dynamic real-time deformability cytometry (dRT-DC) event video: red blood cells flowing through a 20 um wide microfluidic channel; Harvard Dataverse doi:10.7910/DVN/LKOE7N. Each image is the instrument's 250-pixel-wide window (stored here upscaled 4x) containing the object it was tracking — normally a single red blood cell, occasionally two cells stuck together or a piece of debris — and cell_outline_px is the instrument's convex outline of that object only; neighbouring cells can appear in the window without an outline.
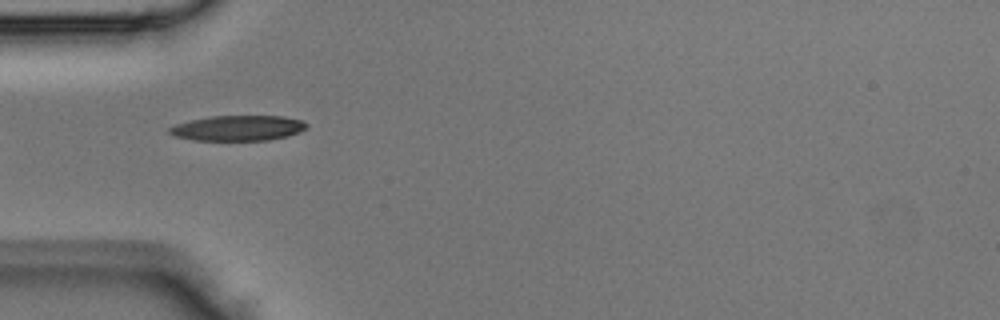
{"species": "Egyptian fruit bat (a non-hibernating species)", "species_latin": "Rousettus aegyptiacus", "temperature_condition": "room temperature", "stored_images_in_passage": 5, "camera_frame_rate_fps": 3000, "um_per_image_px": 0.085, "animal": {"sex": "male"}, "frame": {"image": 1, "passage_image": 4, "time_ms": 1.0, "image_size_px": [1000, 320], "cell_outline_px": [[308, 128], [300, 132], [288, 136], [268, 140], [192, 140], [176, 136], [168, 132], [168, 128], [176, 124], [192, 120], [212, 116], [284, 116], [304, 120], [308, 124]], "centroid_in_image_um": [20.29, 10.88], "position_along_channel_um": 64.7, "area_um2": 20.29}}
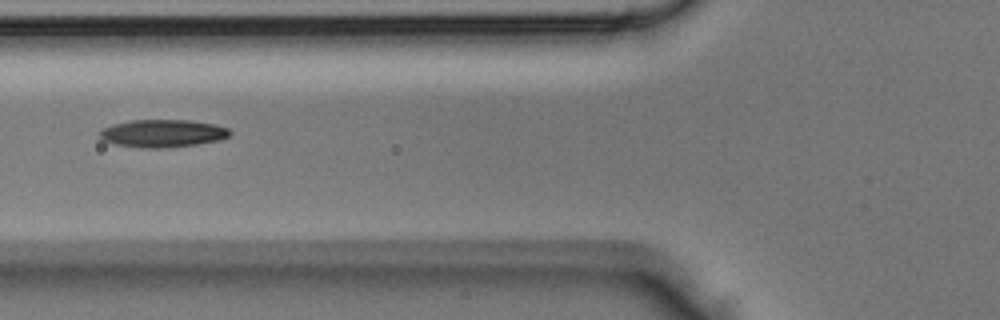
{"frame": {"image": 2, "passage_image": 5, "time_ms": 1.333, "image_size_px": [1000, 320], "cell_outline_px": [[232, 132], [228, 136], [220, 140], [196, 144], [168, 148], [140, 148], [116, 144], [104, 140], [100, 136], [100, 132], [104, 128], [112, 124], [128, 120], [188, 120], [212, 124], [228, 128]], "centroid_in_image_um": [13.82, 11.34], "position_along_channel_um": 112.0, "area_um2": 20.92}}